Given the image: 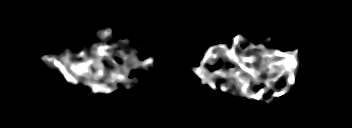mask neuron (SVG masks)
Wrapping results in <instances>:
<instances>
[{
    "mask_svg": "<svg viewBox=\"0 0 352 128\" xmlns=\"http://www.w3.org/2000/svg\"><path fill=\"white\" fill-rule=\"evenodd\" d=\"M98 37H100L101 39L105 40L108 37H110L112 35V29L111 28H105L102 29L101 31H99L97 33ZM243 38H241V35H237L234 39H233V46L231 50L227 49L226 46H224L223 44H219L217 46H211L208 50L206 55L204 56V59L202 61V66L205 62H207L209 59L215 61L218 56L217 54H215L212 58H210V53L212 50H214L215 48H219L222 50H225L226 52V57L229 58V60H231L232 62H237L240 67L242 68V70L250 75H252L253 78H255V73L258 72V70L255 69V66L253 65L255 62V58H246V57H241V58H237L236 57V51H237V45L240 43V40H242ZM125 40L117 43L114 45V47L120 46L121 44H124ZM251 50L256 49V48H261L263 50V54L259 55L260 60H258L257 65L260 66L261 70H265V69H269L271 70V72H279L280 74L274 78L271 79L268 83H267V88H271V86H273L275 83H277L281 78H283L284 76H288L289 80H288V88H285L284 90H282L280 93L278 94H273V97H280L285 95L289 89H291L292 87L295 86V80L293 77H291L292 74V70H295L297 68L298 65V60H297V56L295 55V53H287L284 54L278 50H274L271 51L265 47H262L261 45H254V46H250ZM111 49L109 45L106 44H99V45H95L94 46V52H95V57L93 59H87L85 63L83 62H77L76 60H70V51L69 50H65L66 55L65 56H60L56 57V56H47V57H43V60H46L50 66L58 68V70H60V72L64 75V77L67 80H72L75 84L79 81L78 76L79 75H83V76H87V75H92L93 80L97 79L98 77H102L104 75L103 73V65L102 64H98V60H102L106 57H111L112 55L108 52V50ZM86 52L81 51L78 54H75V59L76 58H80L82 56H85ZM153 59L152 58H148L146 60H144L141 64L143 66H146L150 63H152ZM247 62L250 65H253L254 69H249L248 66H246L244 63ZM94 64L95 68L98 69V71L93 74L94 71L91 70V65ZM274 66V67H273ZM235 68H231V71L233 74H231V76H233L234 78H238L240 81V85L242 84L244 87H242L241 92H243V94H246L249 98L251 99H261L262 95L267 92L265 89L261 90L258 94H253L250 91H248V89H250L252 87L251 85V80H245L241 77L242 74H245L242 71H238L235 72ZM195 72L196 75H198L200 78H202V82L201 84H205L207 81L206 78V70L204 68H197L193 70ZM223 70H219L217 72V74L219 76H223ZM285 72V73H284ZM121 79V80H125L126 78L124 77V75H118L117 73H113L112 74V81H115L117 79ZM87 84H89V86L92 87L93 91L95 93H100V92H108L111 93L113 91V88L111 87H107L105 84H100V83H89L87 82ZM209 85L213 88V89H217V86L214 82H209ZM238 85V86H240ZM220 89L223 92H226V87L225 85H221Z\"/></svg>",
    "mask_w": 352,
    "mask_h": 128,
    "instance_id": "neuron-1",
    "label": "neuron"
}]
</instances>
